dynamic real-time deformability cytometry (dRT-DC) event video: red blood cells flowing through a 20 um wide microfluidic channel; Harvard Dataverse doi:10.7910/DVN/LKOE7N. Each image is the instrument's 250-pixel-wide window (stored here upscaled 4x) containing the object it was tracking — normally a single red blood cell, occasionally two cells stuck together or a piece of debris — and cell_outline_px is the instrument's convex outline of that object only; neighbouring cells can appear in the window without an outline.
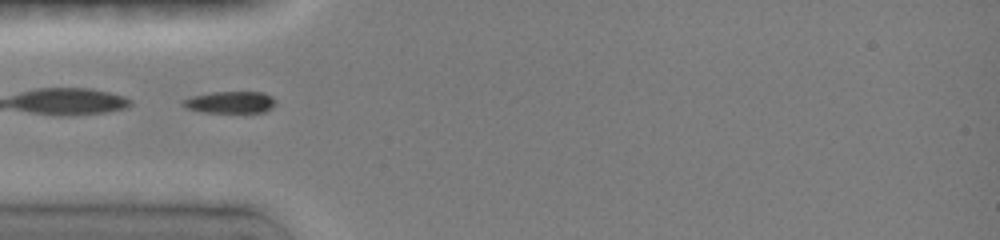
{"species": "common noctule bat (a hibernating species)", "species_latin": "Nyctalus noctula", "temperature_condition": "room temperature", "stored_images_in_passage": 12, "camera_frame_rate_fps": 3000, "um_per_image_px": 0.085, "animal": {"sex": "female", "body_mass_g": 19.0, "forearm_length_mm": 51.5}, "frame": {"image": 1, "passage_image": 9, "time_ms": 4.333, "image_size_px": [1000, 240], "cell_outline_px": [[276, 104], [272, 108], [264, 112], [200, 112], [184, 108], [180, 104], [180, 100], [192, 96], [212, 92], [260, 92], [272, 96], [276, 100]], "centroid_in_image_um": [19.52, 8.69], "position_along_channel_um": 65.5, "area_um2": 12.02}}